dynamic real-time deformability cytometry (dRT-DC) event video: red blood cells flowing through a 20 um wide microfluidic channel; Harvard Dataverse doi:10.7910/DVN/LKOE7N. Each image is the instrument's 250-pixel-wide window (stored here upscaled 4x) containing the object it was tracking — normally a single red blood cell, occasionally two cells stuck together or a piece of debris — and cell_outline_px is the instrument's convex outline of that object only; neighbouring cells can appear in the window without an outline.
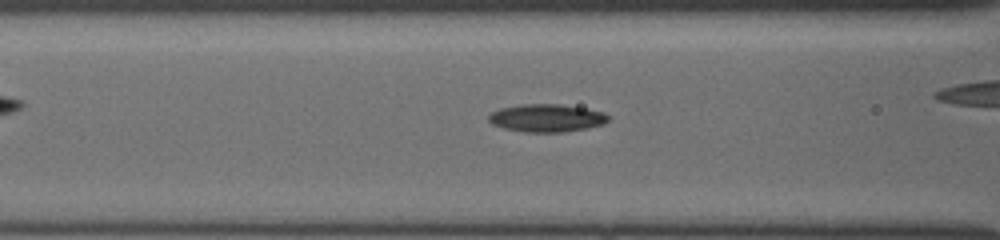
{"species": "common noctule bat (a hibernating species)", "species_latin": "Nyctalus noctula", "temperature_condition": "cold", "stored_images_in_passage": 25, "camera_frame_rate_fps": 3000, "um_per_image_px": 0.085, "animal": {"sex": "female", "body_mass_g": 19.5, "forearm_length_mm": 54.1}, "frame": {"image": 1, "passage_image": 4, "time_ms": 1.0, "image_size_px": [1000, 240], "cell_outline_px": [[608, 120], [604, 124], [588, 128], [564, 132], [524, 132], [504, 128], [492, 124], [488, 120], [488, 116], [492, 112], [500, 108], [524, 104], [560, 104], [584, 108], [604, 112], [608, 116]], "centroid_in_image_um": [46.46, 10.03], "position_along_channel_um": 120.1, "area_um2": 19.36}}